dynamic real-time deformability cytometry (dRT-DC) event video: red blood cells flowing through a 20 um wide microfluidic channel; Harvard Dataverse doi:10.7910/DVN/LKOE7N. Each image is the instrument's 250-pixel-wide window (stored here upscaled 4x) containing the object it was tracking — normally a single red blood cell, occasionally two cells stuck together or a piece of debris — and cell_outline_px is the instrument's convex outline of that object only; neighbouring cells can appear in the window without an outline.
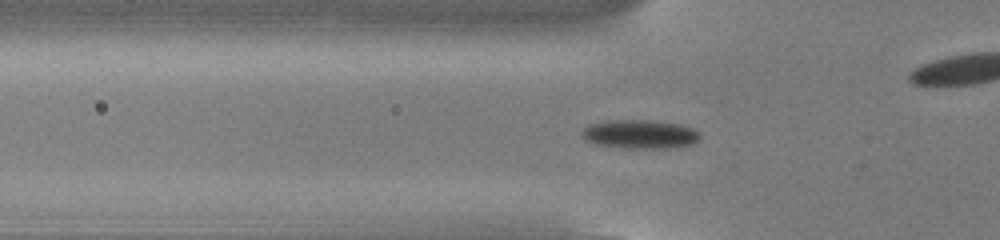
{"species": "common noctule bat (a hibernating species)", "species_latin": "Nyctalus noctula", "temperature_condition": "cold", "stored_images_in_passage": 46, "camera_frame_rate_fps": 3000, "um_per_image_px": 0.085, "animal": {"sex": "male", "body_mass_g": 13.0, "forearm_length_mm": 53.1}, "frame": {"image": 1, "passage_image": 9, "time_ms": 2.667, "image_size_px": [1000, 240], "cell_outline_px": [[700, 140], [692, 144], [668, 148], [620, 148], [592, 144], [580, 132], [588, 124], [604, 120], [652, 120], [680, 124], [692, 128], [700, 132]], "centroid_in_image_um": [54.39, 11.4], "position_along_channel_um": 71.4, "area_um2": 20.11}}
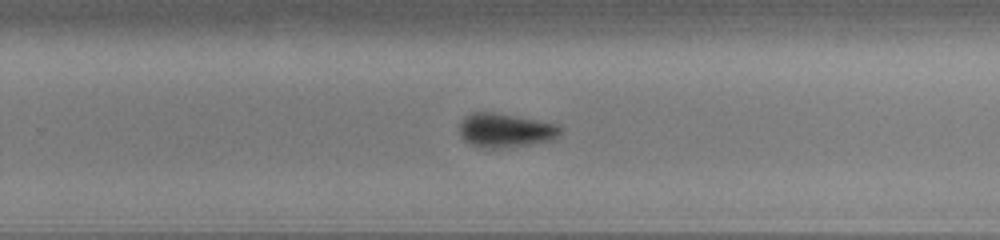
{"frame": {"image": 2, "passage_image": 26, "time_ms": 8.333, "image_size_px": [1000, 240], "cell_outline_px": [[560, 136], [552, 140], [532, 144], [496, 148], [476, 148], [464, 140], [460, 136], [460, 120], [464, 116], [472, 112], [496, 112], [556, 124], [560, 128]], "centroid_in_image_um": [42.9, 11.08], "position_along_channel_um": 286.9, "area_um2": 20.11}}
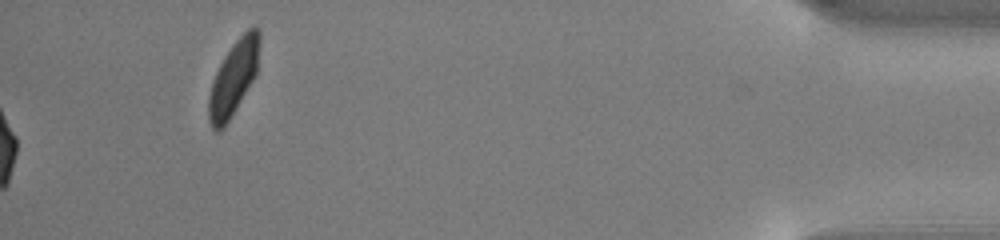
{"frame": {"image": 3, "passage_image": 46, "time_ms": 15.0, "image_size_px": [1000, 240], "cell_outline_px": [[260, 44], [256, 72], [252, 80], [228, 120], [216, 132], [212, 128], [208, 120], [208, 96], [212, 80], [224, 56], [232, 44], [248, 28], [256, 28], [260, 32]], "centroid_in_image_um": [19.83, 6.59], "position_along_channel_um": 415.4, "area_um2": 21.5}, "authors_computed_cell_mechanics": {"area_um2": 19.5942, "velocity_mm_per_s": 3.8131, "shape_relaxation_time_tau1_ms": 2.506, "shape_relaxation_time_tau2_ms": null, "deformation_change_tau1": 0.098, "deformation_change_tau2": null}}